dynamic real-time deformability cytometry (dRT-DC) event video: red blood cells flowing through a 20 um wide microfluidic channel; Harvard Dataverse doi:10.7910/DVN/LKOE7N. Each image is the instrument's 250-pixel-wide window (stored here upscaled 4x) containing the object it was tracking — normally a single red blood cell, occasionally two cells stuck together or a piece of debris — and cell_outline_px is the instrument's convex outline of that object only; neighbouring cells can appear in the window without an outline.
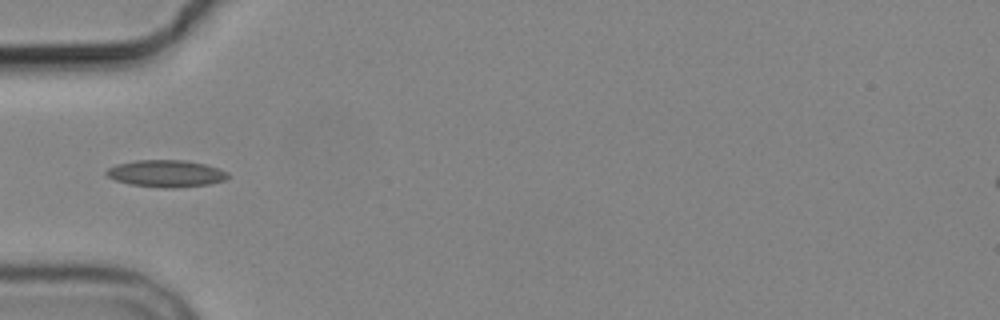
{"species": "common noctule bat (a hibernating species)", "species_latin": "Nyctalus noctula", "temperature_condition": "cold", "stored_images_in_passage": 4, "camera_frame_rate_fps": 3000, "um_per_image_px": 0.085, "animal": {"sex": "male", "body_mass_g": 19.2, "forearm_length_mm": 51.8}, "frame": {"image": 1, "passage_image": 4, "time_ms": 3.333, "image_size_px": [1000, 320], "cell_outline_px": [[228, 176], [224, 180], [208, 184], [172, 188], [164, 188], [132, 184], [116, 180], [108, 176], [104, 172], [108, 168], [116, 164], [136, 160], [184, 160], [204, 164], [220, 168], [228, 172]], "centroid_in_image_um": [14.12, 14.74], "position_along_channel_um": 70.9, "area_um2": 18.96}}